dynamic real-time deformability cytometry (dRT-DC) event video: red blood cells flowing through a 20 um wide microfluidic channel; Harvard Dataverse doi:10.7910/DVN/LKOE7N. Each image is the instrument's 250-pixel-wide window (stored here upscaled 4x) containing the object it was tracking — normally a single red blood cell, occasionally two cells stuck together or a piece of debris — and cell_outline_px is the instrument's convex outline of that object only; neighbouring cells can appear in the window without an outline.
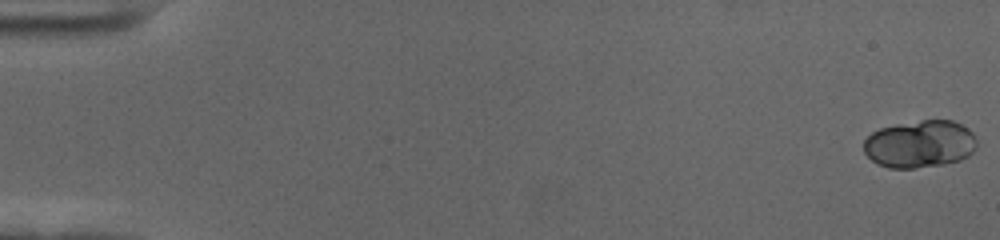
{"species": "human", "species_latin": "Homo sapiens", "temperature_condition": "cold", "stored_images_in_passage": 58, "camera_frame_rate_fps": 3000, "um_per_image_px": 0.085, "donor": {"sex": "female"}, "frame": {"image": 1, "passage_image": 1, "time_ms": 0.0, "image_size_px": [1000, 240], "cell_outline_px": [[976, 148], [968, 156], [960, 160], [944, 164], [912, 168], [888, 168], [876, 164], [864, 152], [864, 140], [872, 132], [880, 128], [896, 124], [920, 120], [952, 120], [968, 128], [972, 132], [976, 140]], "centroid_in_image_um": [78.18, 12.24], "position_along_channel_um": 6.8, "area_um2": 31.39}}
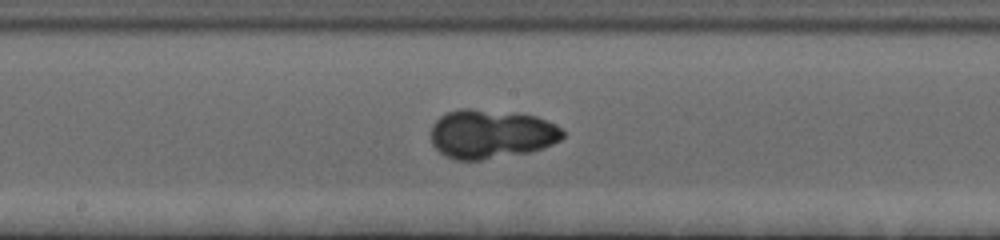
{"frame": {"image": 2, "passage_image": 32, "time_ms": 10.333, "image_size_px": [1000, 240], "cell_outline_px": [[564, 136], [560, 140], [544, 148], [528, 152], [480, 160], [456, 160], [444, 156], [432, 144], [432, 124], [440, 116], [448, 112], [460, 108], [468, 108], [536, 116], [560, 128], [564, 132]], "centroid_in_image_um": [41.71, 11.4], "position_along_channel_um": 206.5, "area_um2": 37.28}}
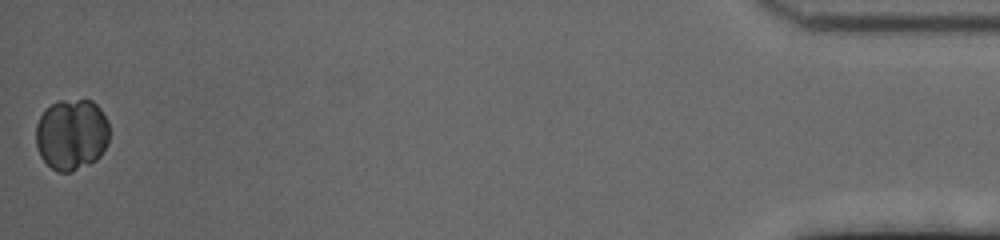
{"frame": {"image": 3, "passage_image": 58, "time_ms": 19.0, "image_size_px": [1000, 240], "cell_outline_px": [[108, 144], [100, 156], [96, 160], [72, 172], [56, 172], [40, 156], [36, 148], [36, 124], [40, 116], [56, 100], [92, 100], [100, 108], [108, 124]], "centroid_in_image_um": [6.08, 11.44], "position_along_channel_um": 429.1, "area_um2": 30.58}, "authors_computed_cell_mechanics": {"area_um2": 33.6685, "velocity_mm_per_s": 3.551, "shape_relaxation_time_tau1_ms": 3.6039, "shape_relaxation_time_tau2_ms": 0.8188, "deformation_change_tau1": 0.127, "deformation_change_tau2": 0.0356}}